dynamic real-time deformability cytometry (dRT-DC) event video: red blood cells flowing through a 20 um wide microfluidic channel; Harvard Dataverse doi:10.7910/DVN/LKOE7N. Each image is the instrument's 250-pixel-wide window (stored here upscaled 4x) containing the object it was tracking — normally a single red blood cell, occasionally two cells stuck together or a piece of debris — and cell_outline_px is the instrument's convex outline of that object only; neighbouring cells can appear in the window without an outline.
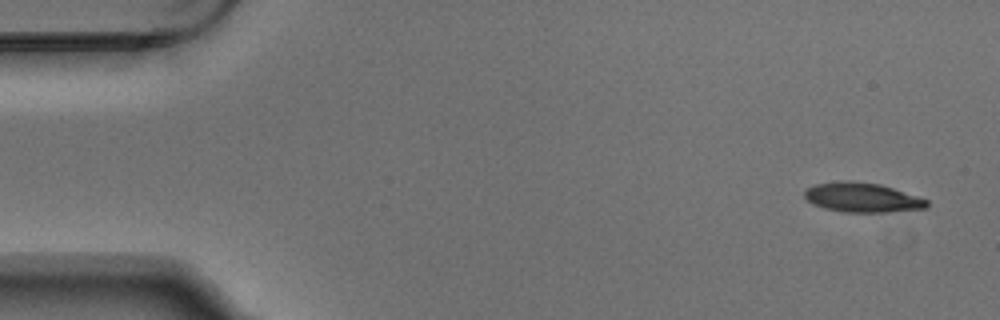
{"species": "Egyptian fruit bat (a non-hibernating species)", "species_latin": "Rousettus aegyptiacus", "temperature_condition": "warm", "stored_images_in_passage": 4, "camera_frame_rate_fps": 3000, "um_per_image_px": 0.085, "animal": {"sex": "male"}, "frame": {"image": 1, "passage_image": 1, "time_ms": 0.0, "image_size_px": [1000, 320], "cell_outline_px": [[928, 208], [888, 212], [844, 212], [824, 208], [812, 204], [804, 196], [804, 188], [816, 184], [840, 180], [848, 180], [880, 184], [928, 200]], "centroid_in_image_um": [73.25, 16.78], "position_along_channel_um": 11.8, "area_um2": 21.1}}
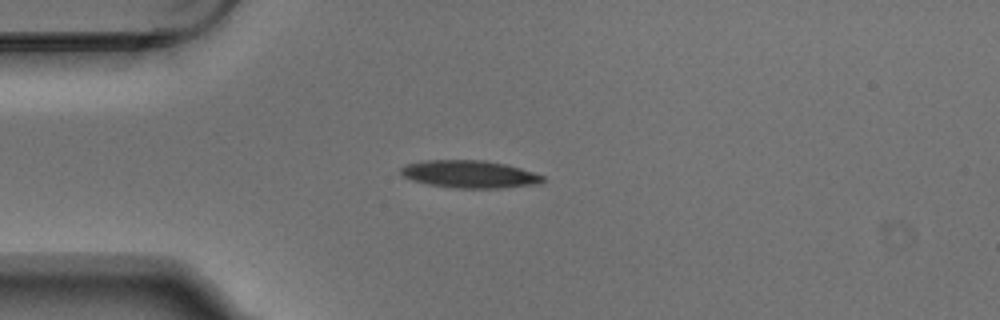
{"frame": {"image": 2, "passage_image": 4, "time_ms": 1.0, "image_size_px": [1000, 320], "cell_outline_px": [[544, 180], [540, 184], [500, 188], [456, 188], [428, 184], [412, 180], [404, 176], [400, 172], [400, 168], [404, 164], [424, 160], [484, 160], [504, 164], [520, 168], [544, 176]], "centroid_in_image_um": [39.89, 14.8], "position_along_channel_um": 45.1, "area_um2": 22.77}}